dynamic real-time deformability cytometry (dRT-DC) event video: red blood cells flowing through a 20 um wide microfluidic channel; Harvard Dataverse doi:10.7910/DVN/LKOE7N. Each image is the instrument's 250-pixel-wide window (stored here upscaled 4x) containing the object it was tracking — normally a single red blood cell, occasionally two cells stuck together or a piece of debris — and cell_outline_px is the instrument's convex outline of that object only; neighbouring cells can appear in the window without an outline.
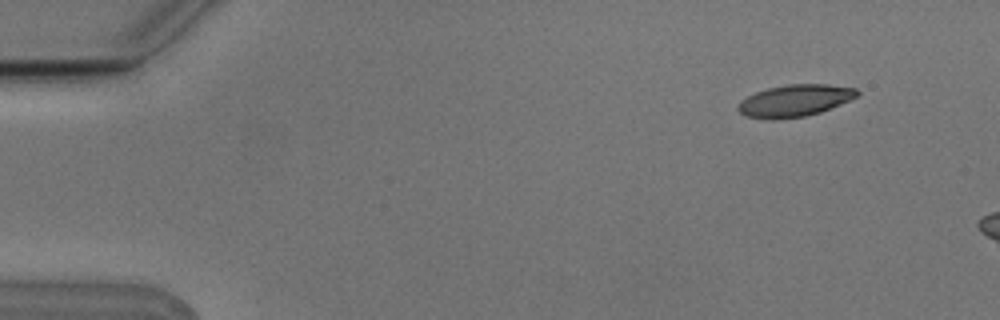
{"species": "Egyptian fruit bat (a non-hibernating species)", "species_latin": "Rousettus aegyptiacus", "temperature_condition": "cold", "stored_images_in_passage": 2, "camera_frame_rate_fps": 3000, "um_per_image_px": 0.085, "animal": {"sex": "male"}, "frame": {"image": 1, "passage_image": 1, "time_ms": 0.0, "image_size_px": [1000, 320], "cell_outline_px": [[860, 92], [856, 96], [840, 104], [820, 112], [804, 116], [776, 120], [768, 120], [744, 116], [736, 108], [740, 100], [756, 92], [768, 88], [788, 84], [828, 84], [856, 88]], "centroid_in_image_um": [67.51, 8.56], "position_along_channel_um": 17.5, "area_um2": 22.2}}